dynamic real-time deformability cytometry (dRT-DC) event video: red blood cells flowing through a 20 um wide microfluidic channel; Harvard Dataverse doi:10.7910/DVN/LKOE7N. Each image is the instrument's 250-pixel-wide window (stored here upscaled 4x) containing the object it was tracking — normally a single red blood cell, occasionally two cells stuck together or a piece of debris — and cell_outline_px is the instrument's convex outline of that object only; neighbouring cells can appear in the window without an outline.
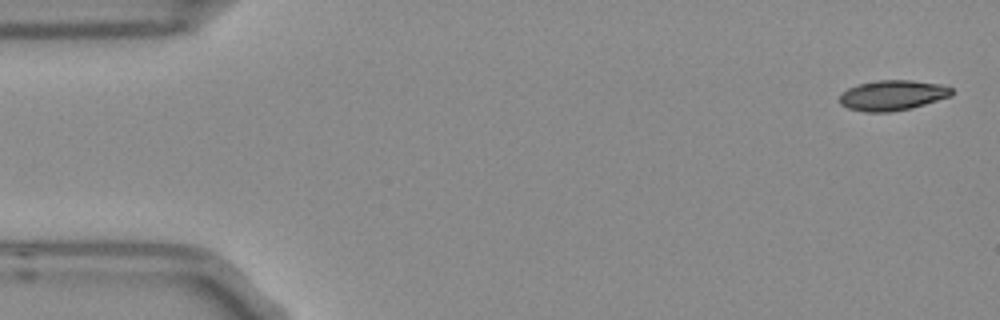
{"species": "Egyptian fruit bat (a non-hibernating species)", "species_latin": "Rousettus aegyptiacus", "temperature_condition": "room temperature", "stored_images_in_passage": 6, "camera_frame_rate_fps": 3000, "um_per_image_px": 0.085, "frame": {"image": 1, "passage_image": 1, "time_ms": 0.0, "image_size_px": [1000, 320], "cell_outline_px": [[952, 96], [912, 108], [888, 112], [864, 112], [848, 108], [840, 104], [840, 92], [856, 84], [876, 80], [912, 80], [940, 84], [952, 88]], "centroid_in_image_um": [75.84, 8.09], "position_along_channel_um": 9.2, "area_um2": 19.94}}
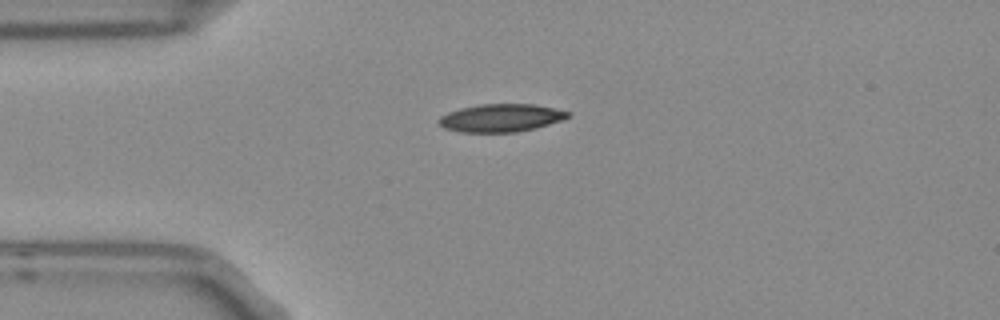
{"frame": {"image": 2, "passage_image": 4, "time_ms": 1.0, "image_size_px": [1000, 320], "cell_outline_px": [[568, 116], [564, 120], [536, 128], [516, 132], [460, 132], [444, 128], [436, 120], [440, 116], [448, 112], [460, 108], [480, 104], [532, 104], [552, 108], [568, 112]], "centroid_in_image_um": [42.54, 10.03], "position_along_channel_um": 42.5, "area_um2": 20.92}}
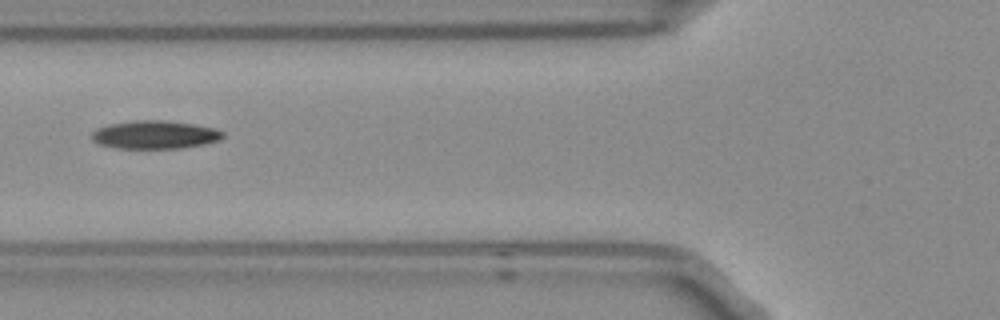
{"frame": {"image": 3, "passage_image": 6, "time_ms": 1.667, "image_size_px": [1000, 320], "cell_outline_px": [[224, 136], [220, 140], [204, 144], [180, 148], [116, 148], [100, 144], [92, 140], [92, 132], [96, 128], [108, 124], [136, 120], [164, 120], [192, 124], [216, 128], [224, 132]], "centroid_in_image_um": [13.17, 11.44], "position_along_channel_um": 112.6, "area_um2": 21.56}}